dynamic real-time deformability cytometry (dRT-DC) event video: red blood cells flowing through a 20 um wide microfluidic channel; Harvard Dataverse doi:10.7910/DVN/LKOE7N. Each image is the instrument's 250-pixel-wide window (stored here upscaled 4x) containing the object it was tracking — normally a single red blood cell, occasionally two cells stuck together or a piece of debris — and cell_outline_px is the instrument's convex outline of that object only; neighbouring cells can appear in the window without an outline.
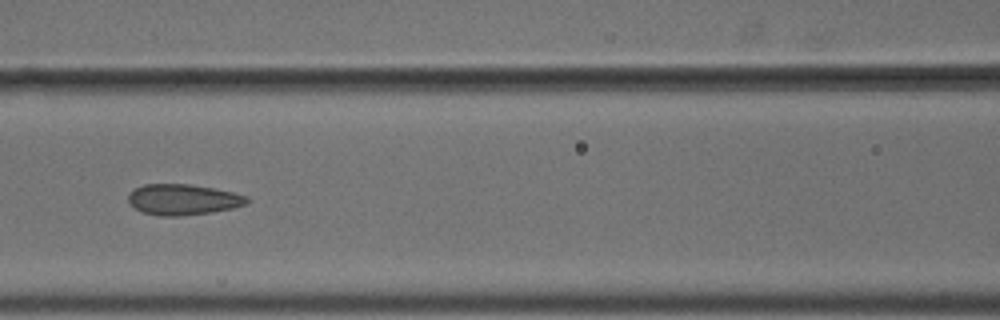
{"species": "common noctule bat (a hibernating species)", "species_latin": "Nyctalus noctula", "temperature_condition": "cold", "stored_images_in_passage": 8, "camera_frame_rate_fps": 3000, "um_per_image_px": 0.085, "animal": {"sex": "male", "body_mass_g": 18.8}, "frame": {"image": 1, "passage_image": 8, "time_ms": 2.333, "image_size_px": [1000, 320], "cell_outline_px": [[248, 200], [244, 204], [232, 208], [212, 212], [180, 216], [160, 216], [140, 212], [128, 200], [128, 196], [136, 188], [144, 184], [188, 184], [216, 188], [248, 196]], "centroid_in_image_um": [15.55, 16.96], "position_along_channel_um": 151.0, "area_um2": 21.15}}